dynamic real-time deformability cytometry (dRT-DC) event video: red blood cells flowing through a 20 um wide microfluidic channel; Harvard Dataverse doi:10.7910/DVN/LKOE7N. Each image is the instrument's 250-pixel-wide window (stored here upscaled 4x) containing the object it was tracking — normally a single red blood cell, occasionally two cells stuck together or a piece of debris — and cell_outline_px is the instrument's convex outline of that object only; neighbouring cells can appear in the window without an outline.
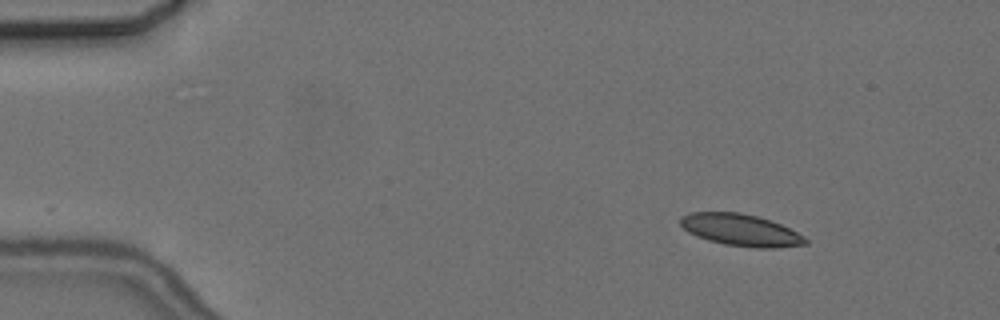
{"species": "common noctule bat (a hibernating species)", "species_latin": "Nyctalus noctula", "temperature_condition": "cold", "stored_images_in_passage": 4, "camera_frame_rate_fps": 3000, "um_per_image_px": 0.085, "animal": {"sex": "female", "body_mass_g": 24.6, "forearm_length_mm": 56.2}, "frame": {"image": 1, "passage_image": 2, "time_ms": 1.0, "image_size_px": [1000, 320], "cell_outline_px": [[808, 244], [776, 248], [756, 248], [724, 244], [708, 240], [696, 236], [688, 232], [680, 224], [680, 216], [688, 212], [740, 212], [756, 216], [780, 224], [804, 236], [808, 240]], "centroid_in_image_um": [62.94, 19.55], "position_along_channel_um": 22.1, "area_um2": 23.24}}